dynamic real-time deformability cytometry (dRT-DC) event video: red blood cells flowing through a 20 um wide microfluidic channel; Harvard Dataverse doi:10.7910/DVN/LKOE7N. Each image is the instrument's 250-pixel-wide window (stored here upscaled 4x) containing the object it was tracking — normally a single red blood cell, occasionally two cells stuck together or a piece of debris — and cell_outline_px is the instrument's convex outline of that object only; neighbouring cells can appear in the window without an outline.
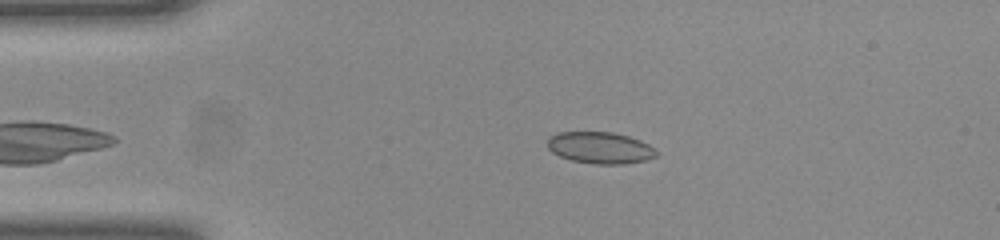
{"species": "common noctule bat (a hibernating species)", "species_latin": "Nyctalus noctula", "temperature_condition": "room temperature", "stored_images_in_passage": 47, "camera_frame_rate_fps": 3000, "um_per_image_px": 0.085, "animal": {"sex": "female", "body_mass_g": 23.0, "forearm_length_mm": 53.4}, "frame": {"image": 1, "passage_image": 7, "time_ms": 2.0, "image_size_px": [1000, 240], "cell_outline_px": [[660, 152], [656, 156], [644, 160], [624, 164], [596, 164], [572, 160], [560, 156], [552, 152], [548, 148], [548, 136], [556, 132], [612, 132], [628, 136], [640, 140], [656, 148]], "centroid_in_image_um": [51.02, 12.55], "position_along_channel_um": 34.0, "area_um2": 20.17}}
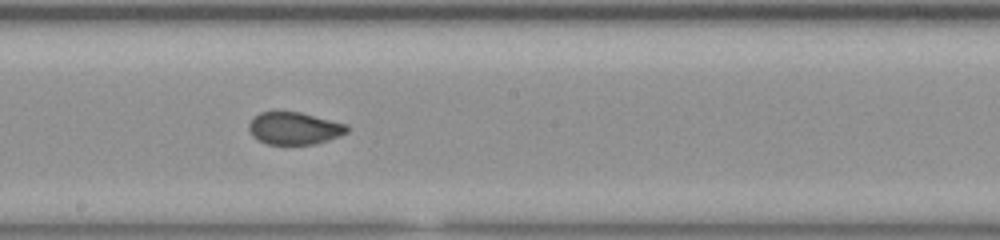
{"frame": {"image": 2, "passage_image": 24, "time_ms": 7.667, "image_size_px": [1000, 240], "cell_outline_px": [[348, 132], [340, 136], [316, 144], [268, 144], [256, 140], [252, 136], [248, 128], [248, 124], [252, 116], [260, 112], [276, 108], [300, 112], [348, 124]], "centroid_in_image_um": [24.96, 10.86], "position_along_channel_um": 223.2, "area_um2": 19.31}}
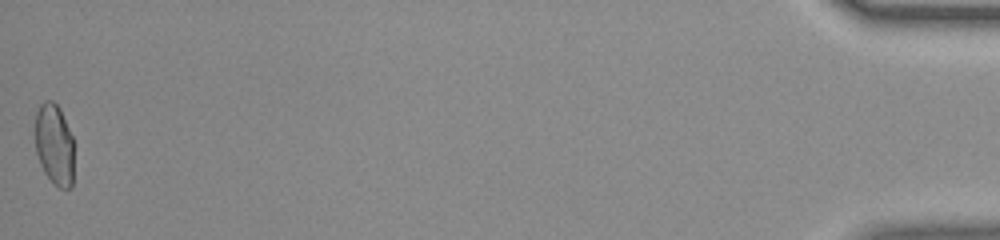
{"frame": {"image": 3, "passage_image": 47, "time_ms": 15.333, "image_size_px": [1000, 240], "cell_outline_px": [[72, 188], [60, 188], [44, 172], [40, 164], [36, 152], [36, 112], [40, 104], [44, 100], [52, 100], [60, 108], [72, 136]], "centroid_in_image_um": [4.61, 12.24], "position_along_channel_um": 430.6, "area_um2": 18.09}, "authors_computed_cell_mechanics": {"area_um2": 19.2474, "velocity_mm_per_s": 4.0352, "shape_relaxation_time_tau1_ms": 8.3046, "shape_relaxation_time_tau2_ms": null, "deformation_change_tau1": 0.2, "deformation_change_tau2": null}}